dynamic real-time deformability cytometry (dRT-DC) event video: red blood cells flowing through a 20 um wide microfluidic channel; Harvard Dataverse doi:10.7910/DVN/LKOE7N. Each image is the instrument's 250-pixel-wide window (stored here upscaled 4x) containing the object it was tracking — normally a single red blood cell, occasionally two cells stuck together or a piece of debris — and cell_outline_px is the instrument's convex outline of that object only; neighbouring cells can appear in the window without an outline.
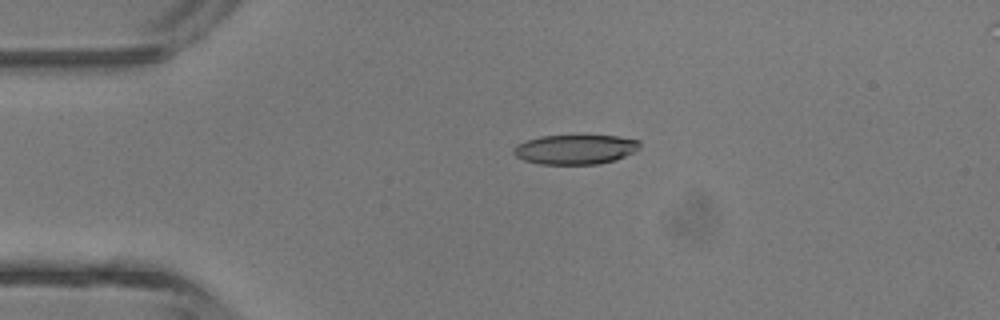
{"species": "common noctule bat (a hibernating species)", "species_latin": "Nyctalus noctula", "temperature_condition": "room temperature", "stored_images_in_passage": 5, "camera_frame_rate_fps": 3000, "um_per_image_px": 0.085, "animal": {"sex": "male", "body_mass_g": 13.3}, "frame": {"image": 1, "passage_image": 3, "time_ms": 2.333, "image_size_px": [1000, 320], "cell_outline_px": [[640, 148], [636, 152], [612, 160], [596, 164], [540, 164], [524, 160], [516, 156], [512, 152], [512, 148], [516, 144], [540, 136], [616, 136], [640, 140]], "centroid_in_image_um": [48.89, 12.7], "position_along_channel_um": 36.1, "area_um2": 21.68}}
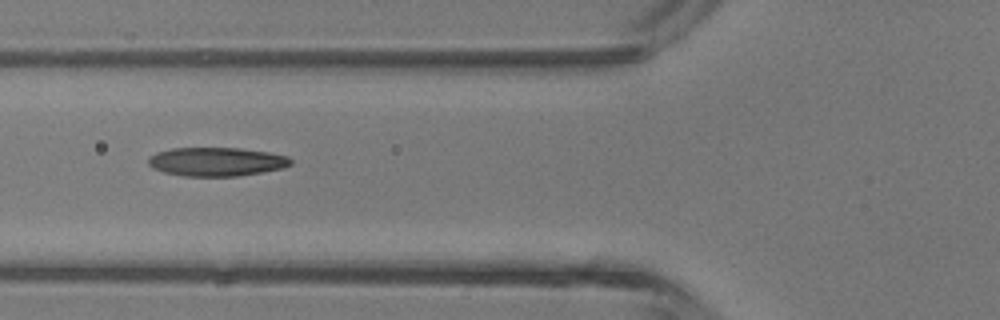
{"frame": {"image": 2, "passage_image": 5, "time_ms": 4.667, "image_size_px": [1000, 320], "cell_outline_px": [[292, 164], [284, 168], [236, 176], [184, 176], [164, 172], [152, 168], [148, 164], [148, 160], [156, 152], [172, 148], [240, 148], [268, 152], [288, 156], [292, 160]], "centroid_in_image_um": [18.41, 13.74], "position_along_channel_um": 107.4, "area_um2": 23.81}}